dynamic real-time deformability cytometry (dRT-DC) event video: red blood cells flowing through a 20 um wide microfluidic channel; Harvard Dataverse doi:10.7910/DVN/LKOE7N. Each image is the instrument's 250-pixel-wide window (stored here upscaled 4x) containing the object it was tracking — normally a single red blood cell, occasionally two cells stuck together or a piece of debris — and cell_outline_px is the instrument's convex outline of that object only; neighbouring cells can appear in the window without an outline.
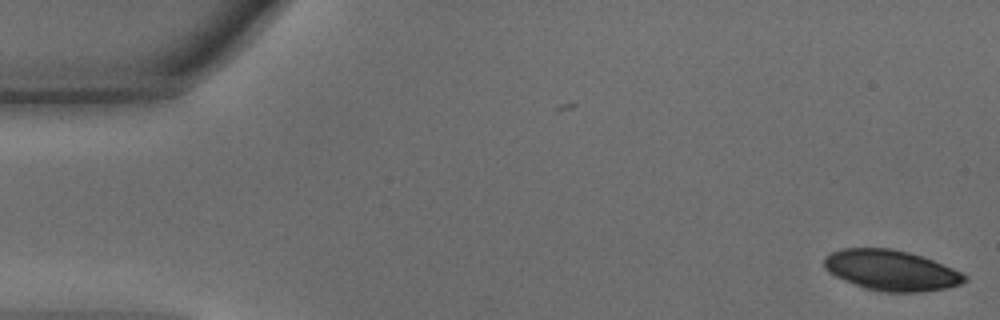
{"species": "common noctule bat (a hibernating species)", "species_latin": "Nyctalus noctula", "temperature_condition": "warm", "stored_images_in_passage": 4, "camera_frame_rate_fps": 3000, "um_per_image_px": 0.085, "animal": {"sex": "male", "body_mass_g": 15.6}, "frame": {"image": 1, "passage_image": 4, "time_ms": 1.0, "image_size_px": [1000, 320], "cell_outline_px": [[968, 280], [960, 284], [948, 288], [924, 292], [884, 292], [864, 288], [844, 280], [828, 272], [824, 268], [824, 256], [832, 252], [844, 248], [892, 248], [908, 252], [932, 260], [952, 268], [968, 276]], "centroid_in_image_um": [75.75, 22.98], "position_along_channel_um": 9.3, "area_um2": 33.18}}